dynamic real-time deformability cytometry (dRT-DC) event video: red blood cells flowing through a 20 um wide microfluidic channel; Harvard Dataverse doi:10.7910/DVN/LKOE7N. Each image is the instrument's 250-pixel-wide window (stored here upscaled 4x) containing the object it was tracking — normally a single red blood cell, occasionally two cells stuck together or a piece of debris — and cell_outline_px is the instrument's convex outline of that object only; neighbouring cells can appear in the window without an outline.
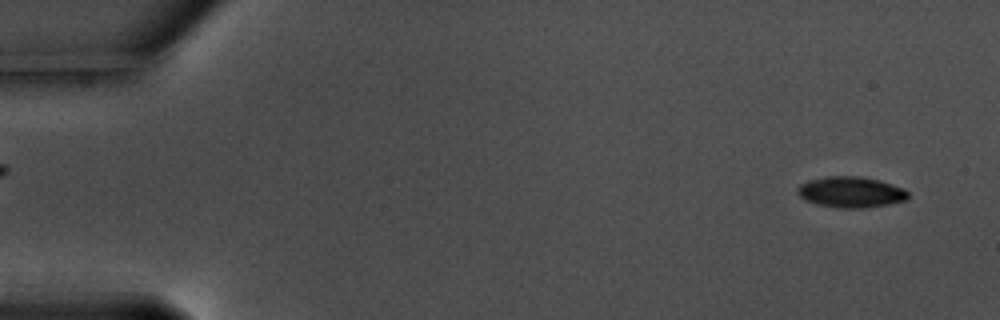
{"species": "common noctule bat (a hibernating species)", "species_latin": "Nyctalus noctula", "temperature_condition": "warm", "stored_images_in_passage": 56, "camera_frame_rate_fps": 3000, "um_per_image_px": 0.085, "animal": {"sex": "male", "body_mass_g": 17.5, "forearm_length_mm": 52.3}, "frame": {"image": 1, "passage_image": 1, "time_ms": 0.0, "image_size_px": [1000, 320], "cell_outline_px": [[908, 200], [888, 204], [864, 208], [840, 208], [816, 204], [804, 200], [796, 192], [796, 188], [800, 184], [808, 180], [828, 176], [860, 176], [880, 180], [904, 188], [908, 192]], "centroid_in_image_um": [72.31, 16.32], "position_along_channel_um": 12.7, "area_um2": 20.11}}
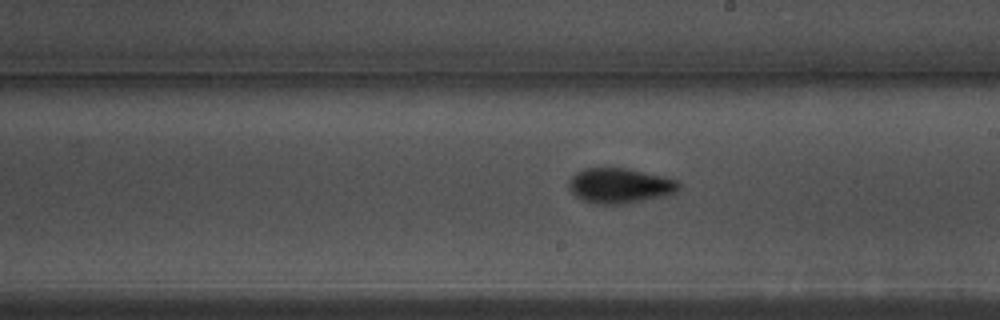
{"frame": {"image": 2, "passage_image": 31, "time_ms": 10.0, "image_size_px": [1000, 320], "cell_outline_px": [[680, 188], [676, 192], [664, 196], [628, 204], [592, 204], [576, 196], [568, 188], [568, 184], [572, 176], [576, 172], [584, 168], [628, 168], [664, 176], [676, 180], [680, 184]], "centroid_in_image_um": [52.69, 15.79], "position_along_channel_um": 236.3, "area_um2": 22.72}}
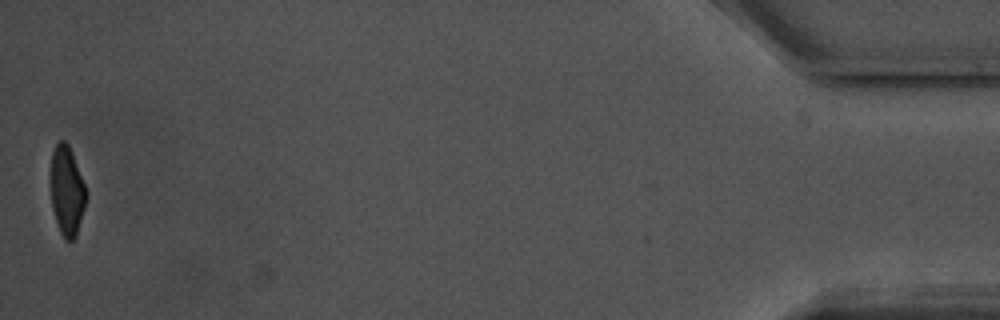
{"frame": {"image": 3, "passage_image": 55, "time_ms": 18.0, "image_size_px": [1000, 320], "cell_outline_px": [[88, 192], [84, 208], [76, 236], [72, 240], [64, 240], [60, 232], [52, 208], [52, 152], [56, 144], [60, 140], [64, 140], [68, 144], [72, 152]], "centroid_in_image_um": [5.71, 16.23], "position_along_channel_um": 429.5, "area_um2": 18.21}, "authors_computed_cell_mechanics": {"area_um2": 20.5479, "velocity_mm_per_s": 3.5642, "shape_relaxation_time_tau1_ms": 2.8961, "shape_relaxation_time_tau2_ms": 2.3408, "deformation_change_tau1": 0.1254, "deformation_change_tau2": 0.0782}}